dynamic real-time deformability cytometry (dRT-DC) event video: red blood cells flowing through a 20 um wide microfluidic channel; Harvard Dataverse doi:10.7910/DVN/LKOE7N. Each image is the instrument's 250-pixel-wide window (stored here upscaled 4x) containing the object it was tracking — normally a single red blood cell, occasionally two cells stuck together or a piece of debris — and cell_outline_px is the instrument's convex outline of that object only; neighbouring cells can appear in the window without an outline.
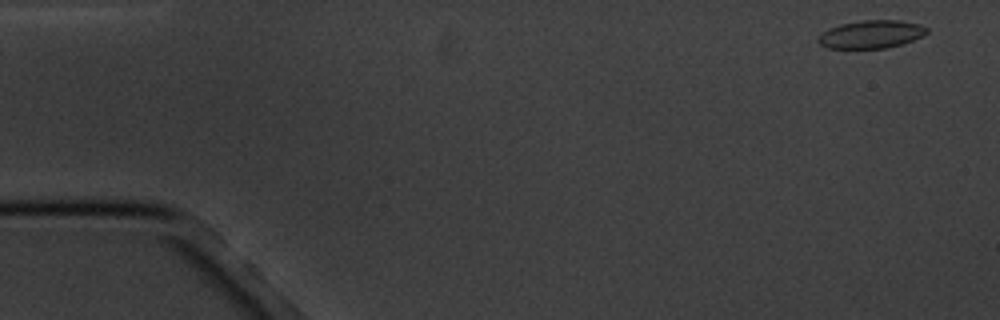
{"species": "common noctule bat (a hibernating species)", "species_latin": "Nyctalus noctula", "temperature_condition": "cold", "stored_images_in_passage": 5, "camera_frame_rate_fps": 3000, "um_per_image_px": 0.085, "animal": {"sex": "male", "body_mass_g": 20.1, "forearm_length_mm": 53.5}, "frame": {"image": 1, "passage_image": 1, "time_ms": 0.0, "image_size_px": [1000, 320], "cell_outline_px": [[928, 32], [924, 36], [900, 44], [884, 48], [828, 48], [820, 44], [816, 40], [828, 28], [840, 24], [864, 20], [900, 20], [920, 24], [928, 28]], "centroid_in_image_um": [74.07, 2.9], "position_along_channel_um": 10.9, "area_um2": 17.63}}
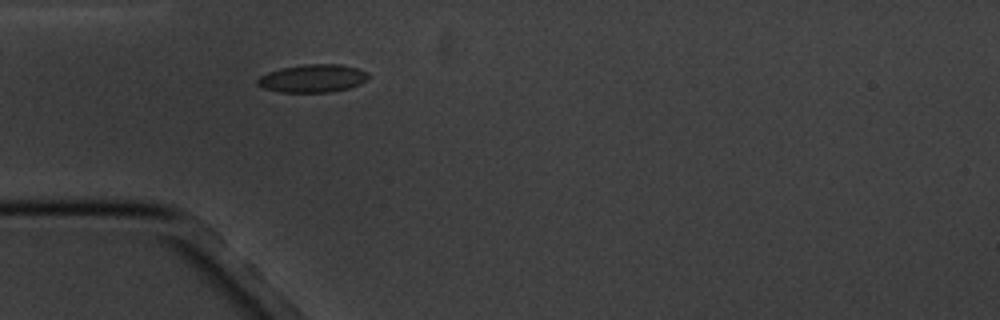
{"frame": {"image": 2, "passage_image": 5, "time_ms": 4.667, "image_size_px": [1000, 320], "cell_outline_px": [[372, 76], [368, 80], [360, 84], [348, 88], [332, 92], [280, 92], [264, 88], [256, 84], [256, 80], [260, 76], [268, 72], [280, 68], [304, 64], [340, 64], [356, 68], [368, 72]], "centroid_in_image_um": [26.6, 6.66], "position_along_channel_um": 58.4, "area_um2": 18.26}}